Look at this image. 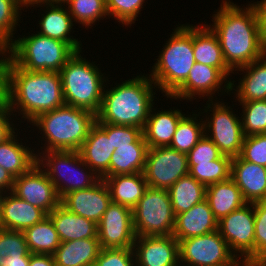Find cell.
<instances>
[{
    "label": "cell",
    "instance_id": "34",
    "mask_svg": "<svg viewBox=\"0 0 266 266\" xmlns=\"http://www.w3.org/2000/svg\"><path fill=\"white\" fill-rule=\"evenodd\" d=\"M30 255L23 231L0 228V266H28Z\"/></svg>",
    "mask_w": 266,
    "mask_h": 266
},
{
    "label": "cell",
    "instance_id": "39",
    "mask_svg": "<svg viewBox=\"0 0 266 266\" xmlns=\"http://www.w3.org/2000/svg\"><path fill=\"white\" fill-rule=\"evenodd\" d=\"M242 106L241 125L244 136L266 133V100L238 102Z\"/></svg>",
    "mask_w": 266,
    "mask_h": 266
},
{
    "label": "cell",
    "instance_id": "7",
    "mask_svg": "<svg viewBox=\"0 0 266 266\" xmlns=\"http://www.w3.org/2000/svg\"><path fill=\"white\" fill-rule=\"evenodd\" d=\"M74 53L67 43L38 32L15 38L6 48V56L28 71L59 72Z\"/></svg>",
    "mask_w": 266,
    "mask_h": 266
},
{
    "label": "cell",
    "instance_id": "27",
    "mask_svg": "<svg viewBox=\"0 0 266 266\" xmlns=\"http://www.w3.org/2000/svg\"><path fill=\"white\" fill-rule=\"evenodd\" d=\"M48 216L53 221L61 242L98 238V226L94 221L69 211L61 203Z\"/></svg>",
    "mask_w": 266,
    "mask_h": 266
},
{
    "label": "cell",
    "instance_id": "24",
    "mask_svg": "<svg viewBox=\"0 0 266 266\" xmlns=\"http://www.w3.org/2000/svg\"><path fill=\"white\" fill-rule=\"evenodd\" d=\"M235 73L240 71V77L237 83L231 80L230 90L235 95L238 102H249L253 100H266V54L253 61L249 65L236 69ZM243 72V73H242ZM237 85V86H235Z\"/></svg>",
    "mask_w": 266,
    "mask_h": 266
},
{
    "label": "cell",
    "instance_id": "2",
    "mask_svg": "<svg viewBox=\"0 0 266 266\" xmlns=\"http://www.w3.org/2000/svg\"><path fill=\"white\" fill-rule=\"evenodd\" d=\"M217 12L211 16L212 26L217 35L227 66L235 71L261 58L263 51L259 25L254 8H245L230 0H221Z\"/></svg>",
    "mask_w": 266,
    "mask_h": 266
},
{
    "label": "cell",
    "instance_id": "40",
    "mask_svg": "<svg viewBox=\"0 0 266 266\" xmlns=\"http://www.w3.org/2000/svg\"><path fill=\"white\" fill-rule=\"evenodd\" d=\"M22 9L12 0H0V46L5 49L12 43L22 14ZM15 31V32H14Z\"/></svg>",
    "mask_w": 266,
    "mask_h": 266
},
{
    "label": "cell",
    "instance_id": "10",
    "mask_svg": "<svg viewBox=\"0 0 266 266\" xmlns=\"http://www.w3.org/2000/svg\"><path fill=\"white\" fill-rule=\"evenodd\" d=\"M218 101L217 97L216 100H208L207 106H204L203 110L200 108L201 114H206L204 118L206 119L204 120L205 135L215 143L223 155L232 158L238 157L245 137L241 118L234 113L231 106Z\"/></svg>",
    "mask_w": 266,
    "mask_h": 266
},
{
    "label": "cell",
    "instance_id": "9",
    "mask_svg": "<svg viewBox=\"0 0 266 266\" xmlns=\"http://www.w3.org/2000/svg\"><path fill=\"white\" fill-rule=\"evenodd\" d=\"M132 215L136 237L172 235L175 215L166 189L148 186Z\"/></svg>",
    "mask_w": 266,
    "mask_h": 266
},
{
    "label": "cell",
    "instance_id": "46",
    "mask_svg": "<svg viewBox=\"0 0 266 266\" xmlns=\"http://www.w3.org/2000/svg\"><path fill=\"white\" fill-rule=\"evenodd\" d=\"M142 134L143 129L135 126L107 124V136L111 137V143L115 149L118 146L134 143Z\"/></svg>",
    "mask_w": 266,
    "mask_h": 266
},
{
    "label": "cell",
    "instance_id": "12",
    "mask_svg": "<svg viewBox=\"0 0 266 266\" xmlns=\"http://www.w3.org/2000/svg\"><path fill=\"white\" fill-rule=\"evenodd\" d=\"M187 174H189L187 154L168 146L148 148L143 170L148 186L168 190Z\"/></svg>",
    "mask_w": 266,
    "mask_h": 266
},
{
    "label": "cell",
    "instance_id": "29",
    "mask_svg": "<svg viewBox=\"0 0 266 266\" xmlns=\"http://www.w3.org/2000/svg\"><path fill=\"white\" fill-rule=\"evenodd\" d=\"M111 196V201L133 209L143 197L148 184L143 172L104 177Z\"/></svg>",
    "mask_w": 266,
    "mask_h": 266
},
{
    "label": "cell",
    "instance_id": "19",
    "mask_svg": "<svg viewBox=\"0 0 266 266\" xmlns=\"http://www.w3.org/2000/svg\"><path fill=\"white\" fill-rule=\"evenodd\" d=\"M111 203L110 191L103 179L87 189L72 191L61 199V204L69 211L96 224Z\"/></svg>",
    "mask_w": 266,
    "mask_h": 266
},
{
    "label": "cell",
    "instance_id": "14",
    "mask_svg": "<svg viewBox=\"0 0 266 266\" xmlns=\"http://www.w3.org/2000/svg\"><path fill=\"white\" fill-rule=\"evenodd\" d=\"M227 78L220 69L195 62L186 81L167 98H170V100H187L186 102H188L194 101L196 97H203L204 99L205 96L208 100H214L213 96L216 95V92L220 95L219 91L222 93L221 96L225 92L231 95V80Z\"/></svg>",
    "mask_w": 266,
    "mask_h": 266
},
{
    "label": "cell",
    "instance_id": "5",
    "mask_svg": "<svg viewBox=\"0 0 266 266\" xmlns=\"http://www.w3.org/2000/svg\"><path fill=\"white\" fill-rule=\"evenodd\" d=\"M179 25L165 41L149 75L166 97H170L186 81L196 62L193 53V24Z\"/></svg>",
    "mask_w": 266,
    "mask_h": 266
},
{
    "label": "cell",
    "instance_id": "45",
    "mask_svg": "<svg viewBox=\"0 0 266 266\" xmlns=\"http://www.w3.org/2000/svg\"><path fill=\"white\" fill-rule=\"evenodd\" d=\"M223 154L215 143L204 135L199 142L187 153L188 165H198V163H211L212 160L219 159Z\"/></svg>",
    "mask_w": 266,
    "mask_h": 266
},
{
    "label": "cell",
    "instance_id": "18",
    "mask_svg": "<svg viewBox=\"0 0 266 266\" xmlns=\"http://www.w3.org/2000/svg\"><path fill=\"white\" fill-rule=\"evenodd\" d=\"M133 250L136 266H180L179 242L173 235L138 236Z\"/></svg>",
    "mask_w": 266,
    "mask_h": 266
},
{
    "label": "cell",
    "instance_id": "54",
    "mask_svg": "<svg viewBox=\"0 0 266 266\" xmlns=\"http://www.w3.org/2000/svg\"><path fill=\"white\" fill-rule=\"evenodd\" d=\"M7 192H4L2 190H0V217H1V213H2V203H3V199L5 197Z\"/></svg>",
    "mask_w": 266,
    "mask_h": 266
},
{
    "label": "cell",
    "instance_id": "52",
    "mask_svg": "<svg viewBox=\"0 0 266 266\" xmlns=\"http://www.w3.org/2000/svg\"><path fill=\"white\" fill-rule=\"evenodd\" d=\"M0 57H1L0 58V99H1L3 98V66L6 58V49L2 46H0Z\"/></svg>",
    "mask_w": 266,
    "mask_h": 266
},
{
    "label": "cell",
    "instance_id": "23",
    "mask_svg": "<svg viewBox=\"0 0 266 266\" xmlns=\"http://www.w3.org/2000/svg\"><path fill=\"white\" fill-rule=\"evenodd\" d=\"M48 215L38 207L7 192L2 203L0 228L13 231L25 229L41 222Z\"/></svg>",
    "mask_w": 266,
    "mask_h": 266
},
{
    "label": "cell",
    "instance_id": "32",
    "mask_svg": "<svg viewBox=\"0 0 266 266\" xmlns=\"http://www.w3.org/2000/svg\"><path fill=\"white\" fill-rule=\"evenodd\" d=\"M148 146L142 134L134 143L118 146L110 160V176L143 172Z\"/></svg>",
    "mask_w": 266,
    "mask_h": 266
},
{
    "label": "cell",
    "instance_id": "50",
    "mask_svg": "<svg viewBox=\"0 0 266 266\" xmlns=\"http://www.w3.org/2000/svg\"><path fill=\"white\" fill-rule=\"evenodd\" d=\"M14 179L7 170L0 166V190L4 192L12 191Z\"/></svg>",
    "mask_w": 266,
    "mask_h": 266
},
{
    "label": "cell",
    "instance_id": "44",
    "mask_svg": "<svg viewBox=\"0 0 266 266\" xmlns=\"http://www.w3.org/2000/svg\"><path fill=\"white\" fill-rule=\"evenodd\" d=\"M239 156L243 160L266 167V133L245 136Z\"/></svg>",
    "mask_w": 266,
    "mask_h": 266
},
{
    "label": "cell",
    "instance_id": "37",
    "mask_svg": "<svg viewBox=\"0 0 266 266\" xmlns=\"http://www.w3.org/2000/svg\"><path fill=\"white\" fill-rule=\"evenodd\" d=\"M67 5L73 22L81 24L82 27H93L97 21L107 19L106 0H61Z\"/></svg>",
    "mask_w": 266,
    "mask_h": 266
},
{
    "label": "cell",
    "instance_id": "49",
    "mask_svg": "<svg viewBox=\"0 0 266 266\" xmlns=\"http://www.w3.org/2000/svg\"><path fill=\"white\" fill-rule=\"evenodd\" d=\"M28 266H56L51 254H31Z\"/></svg>",
    "mask_w": 266,
    "mask_h": 266
},
{
    "label": "cell",
    "instance_id": "36",
    "mask_svg": "<svg viewBox=\"0 0 266 266\" xmlns=\"http://www.w3.org/2000/svg\"><path fill=\"white\" fill-rule=\"evenodd\" d=\"M194 111L195 112H192V115L190 113V115H184L180 119L175 134L168 147L187 154L205 135L204 119L203 117H199L202 116L200 111L198 114H196L197 110Z\"/></svg>",
    "mask_w": 266,
    "mask_h": 266
},
{
    "label": "cell",
    "instance_id": "15",
    "mask_svg": "<svg viewBox=\"0 0 266 266\" xmlns=\"http://www.w3.org/2000/svg\"><path fill=\"white\" fill-rule=\"evenodd\" d=\"M11 192L43 210L47 215L61 203L54 183L38 163L28 172L14 179Z\"/></svg>",
    "mask_w": 266,
    "mask_h": 266
},
{
    "label": "cell",
    "instance_id": "42",
    "mask_svg": "<svg viewBox=\"0 0 266 266\" xmlns=\"http://www.w3.org/2000/svg\"><path fill=\"white\" fill-rule=\"evenodd\" d=\"M255 216V266H266V200L253 203Z\"/></svg>",
    "mask_w": 266,
    "mask_h": 266
},
{
    "label": "cell",
    "instance_id": "26",
    "mask_svg": "<svg viewBox=\"0 0 266 266\" xmlns=\"http://www.w3.org/2000/svg\"><path fill=\"white\" fill-rule=\"evenodd\" d=\"M201 25V26H200ZM193 25V53L195 61L220 69L227 77L234 72L227 66L217 35L208 24Z\"/></svg>",
    "mask_w": 266,
    "mask_h": 266
},
{
    "label": "cell",
    "instance_id": "30",
    "mask_svg": "<svg viewBox=\"0 0 266 266\" xmlns=\"http://www.w3.org/2000/svg\"><path fill=\"white\" fill-rule=\"evenodd\" d=\"M18 131L0 144V166L7 170L14 178L28 172L37 164L35 148L24 146L22 138L17 139Z\"/></svg>",
    "mask_w": 266,
    "mask_h": 266
},
{
    "label": "cell",
    "instance_id": "25",
    "mask_svg": "<svg viewBox=\"0 0 266 266\" xmlns=\"http://www.w3.org/2000/svg\"><path fill=\"white\" fill-rule=\"evenodd\" d=\"M155 110L157 109L153 106L143 129L145 142L148 148L167 147L172 141L180 119L186 114L175 107L173 110L172 108L157 112Z\"/></svg>",
    "mask_w": 266,
    "mask_h": 266
},
{
    "label": "cell",
    "instance_id": "51",
    "mask_svg": "<svg viewBox=\"0 0 266 266\" xmlns=\"http://www.w3.org/2000/svg\"><path fill=\"white\" fill-rule=\"evenodd\" d=\"M213 266H250V264L246 259H243L235 255L230 261L223 262Z\"/></svg>",
    "mask_w": 266,
    "mask_h": 266
},
{
    "label": "cell",
    "instance_id": "48",
    "mask_svg": "<svg viewBox=\"0 0 266 266\" xmlns=\"http://www.w3.org/2000/svg\"><path fill=\"white\" fill-rule=\"evenodd\" d=\"M256 13L260 31V40L264 53L266 54V0L253 2L250 4Z\"/></svg>",
    "mask_w": 266,
    "mask_h": 266
},
{
    "label": "cell",
    "instance_id": "47",
    "mask_svg": "<svg viewBox=\"0 0 266 266\" xmlns=\"http://www.w3.org/2000/svg\"><path fill=\"white\" fill-rule=\"evenodd\" d=\"M11 116L14 117L16 115H13L11 113L9 107L6 105L5 100L1 98L0 99V144L9 139L17 131V128H15L16 124L12 123L13 121L15 122V120L13 119V117L11 118Z\"/></svg>",
    "mask_w": 266,
    "mask_h": 266
},
{
    "label": "cell",
    "instance_id": "53",
    "mask_svg": "<svg viewBox=\"0 0 266 266\" xmlns=\"http://www.w3.org/2000/svg\"><path fill=\"white\" fill-rule=\"evenodd\" d=\"M12 1H14L23 11L27 9L34 2V0H12ZM23 7L26 8L23 9Z\"/></svg>",
    "mask_w": 266,
    "mask_h": 266
},
{
    "label": "cell",
    "instance_id": "21",
    "mask_svg": "<svg viewBox=\"0 0 266 266\" xmlns=\"http://www.w3.org/2000/svg\"><path fill=\"white\" fill-rule=\"evenodd\" d=\"M231 179L241 190L247 203L266 200V167L243 160L232 159Z\"/></svg>",
    "mask_w": 266,
    "mask_h": 266
},
{
    "label": "cell",
    "instance_id": "4",
    "mask_svg": "<svg viewBox=\"0 0 266 266\" xmlns=\"http://www.w3.org/2000/svg\"><path fill=\"white\" fill-rule=\"evenodd\" d=\"M96 120V114L65 104L40 114L30 124L41 132V145L45 141L41 152L79 151Z\"/></svg>",
    "mask_w": 266,
    "mask_h": 266
},
{
    "label": "cell",
    "instance_id": "41",
    "mask_svg": "<svg viewBox=\"0 0 266 266\" xmlns=\"http://www.w3.org/2000/svg\"><path fill=\"white\" fill-rule=\"evenodd\" d=\"M146 0H106L108 18L112 16L122 26H132L143 9Z\"/></svg>",
    "mask_w": 266,
    "mask_h": 266
},
{
    "label": "cell",
    "instance_id": "31",
    "mask_svg": "<svg viewBox=\"0 0 266 266\" xmlns=\"http://www.w3.org/2000/svg\"><path fill=\"white\" fill-rule=\"evenodd\" d=\"M205 199L218 221L247 203L231 178L206 186Z\"/></svg>",
    "mask_w": 266,
    "mask_h": 266
},
{
    "label": "cell",
    "instance_id": "43",
    "mask_svg": "<svg viewBox=\"0 0 266 266\" xmlns=\"http://www.w3.org/2000/svg\"><path fill=\"white\" fill-rule=\"evenodd\" d=\"M93 266H136L133 248H101Z\"/></svg>",
    "mask_w": 266,
    "mask_h": 266
},
{
    "label": "cell",
    "instance_id": "17",
    "mask_svg": "<svg viewBox=\"0 0 266 266\" xmlns=\"http://www.w3.org/2000/svg\"><path fill=\"white\" fill-rule=\"evenodd\" d=\"M37 4V5H36ZM46 7L44 14H41V19L38 21L40 31H37L43 36L57 39L67 43L75 52L82 50L81 40L78 41L71 33L73 26L72 16L69 14L67 6L61 0H36L30 7ZM66 7V8H65ZM74 24V25H73Z\"/></svg>",
    "mask_w": 266,
    "mask_h": 266
},
{
    "label": "cell",
    "instance_id": "35",
    "mask_svg": "<svg viewBox=\"0 0 266 266\" xmlns=\"http://www.w3.org/2000/svg\"><path fill=\"white\" fill-rule=\"evenodd\" d=\"M31 254H53L61 240L49 216L23 231Z\"/></svg>",
    "mask_w": 266,
    "mask_h": 266
},
{
    "label": "cell",
    "instance_id": "16",
    "mask_svg": "<svg viewBox=\"0 0 266 266\" xmlns=\"http://www.w3.org/2000/svg\"><path fill=\"white\" fill-rule=\"evenodd\" d=\"M97 226L101 248H133L136 235L131 208L112 202Z\"/></svg>",
    "mask_w": 266,
    "mask_h": 266
},
{
    "label": "cell",
    "instance_id": "6",
    "mask_svg": "<svg viewBox=\"0 0 266 266\" xmlns=\"http://www.w3.org/2000/svg\"><path fill=\"white\" fill-rule=\"evenodd\" d=\"M80 53L82 50L76 51L59 71L64 101L66 105L97 115L101 107L104 87L109 81L108 76L105 77L101 73L95 61L87 60Z\"/></svg>",
    "mask_w": 266,
    "mask_h": 266
},
{
    "label": "cell",
    "instance_id": "1",
    "mask_svg": "<svg viewBox=\"0 0 266 266\" xmlns=\"http://www.w3.org/2000/svg\"><path fill=\"white\" fill-rule=\"evenodd\" d=\"M3 99L13 115H22L20 124L65 105L59 72L28 71L8 57L3 66Z\"/></svg>",
    "mask_w": 266,
    "mask_h": 266
},
{
    "label": "cell",
    "instance_id": "28",
    "mask_svg": "<svg viewBox=\"0 0 266 266\" xmlns=\"http://www.w3.org/2000/svg\"><path fill=\"white\" fill-rule=\"evenodd\" d=\"M101 250L98 238L61 242L52 254L56 266H93Z\"/></svg>",
    "mask_w": 266,
    "mask_h": 266
},
{
    "label": "cell",
    "instance_id": "38",
    "mask_svg": "<svg viewBox=\"0 0 266 266\" xmlns=\"http://www.w3.org/2000/svg\"><path fill=\"white\" fill-rule=\"evenodd\" d=\"M232 157L222 155L211 163L188 165L189 174L198 182L208 186L231 178Z\"/></svg>",
    "mask_w": 266,
    "mask_h": 266
},
{
    "label": "cell",
    "instance_id": "33",
    "mask_svg": "<svg viewBox=\"0 0 266 266\" xmlns=\"http://www.w3.org/2000/svg\"><path fill=\"white\" fill-rule=\"evenodd\" d=\"M167 191L174 215L188 211L206 197V186L190 174L181 177Z\"/></svg>",
    "mask_w": 266,
    "mask_h": 266
},
{
    "label": "cell",
    "instance_id": "20",
    "mask_svg": "<svg viewBox=\"0 0 266 266\" xmlns=\"http://www.w3.org/2000/svg\"><path fill=\"white\" fill-rule=\"evenodd\" d=\"M115 148L107 136V123H96L83 142L79 153L84 163L101 179L110 176V160Z\"/></svg>",
    "mask_w": 266,
    "mask_h": 266
},
{
    "label": "cell",
    "instance_id": "13",
    "mask_svg": "<svg viewBox=\"0 0 266 266\" xmlns=\"http://www.w3.org/2000/svg\"><path fill=\"white\" fill-rule=\"evenodd\" d=\"M235 255L218 230L179 241L180 266H213Z\"/></svg>",
    "mask_w": 266,
    "mask_h": 266
},
{
    "label": "cell",
    "instance_id": "8",
    "mask_svg": "<svg viewBox=\"0 0 266 266\" xmlns=\"http://www.w3.org/2000/svg\"><path fill=\"white\" fill-rule=\"evenodd\" d=\"M36 154L38 165L54 183L60 199L72 191L94 186L101 179L84 163L79 151L40 152L38 149Z\"/></svg>",
    "mask_w": 266,
    "mask_h": 266
},
{
    "label": "cell",
    "instance_id": "22",
    "mask_svg": "<svg viewBox=\"0 0 266 266\" xmlns=\"http://www.w3.org/2000/svg\"><path fill=\"white\" fill-rule=\"evenodd\" d=\"M218 230V220L205 199L188 211L175 215L172 235L179 242L194 236L209 234Z\"/></svg>",
    "mask_w": 266,
    "mask_h": 266
},
{
    "label": "cell",
    "instance_id": "11",
    "mask_svg": "<svg viewBox=\"0 0 266 266\" xmlns=\"http://www.w3.org/2000/svg\"><path fill=\"white\" fill-rule=\"evenodd\" d=\"M218 231L236 256L255 266V216L253 203H246L218 221ZM238 253V254H237ZM240 253V254H239Z\"/></svg>",
    "mask_w": 266,
    "mask_h": 266
},
{
    "label": "cell",
    "instance_id": "3",
    "mask_svg": "<svg viewBox=\"0 0 266 266\" xmlns=\"http://www.w3.org/2000/svg\"><path fill=\"white\" fill-rule=\"evenodd\" d=\"M141 75V76H140ZM134 76L103 91L97 122L144 129L154 106L156 84L146 74ZM153 84V85H152ZM155 90H154V89Z\"/></svg>",
    "mask_w": 266,
    "mask_h": 266
}]
</instances>
